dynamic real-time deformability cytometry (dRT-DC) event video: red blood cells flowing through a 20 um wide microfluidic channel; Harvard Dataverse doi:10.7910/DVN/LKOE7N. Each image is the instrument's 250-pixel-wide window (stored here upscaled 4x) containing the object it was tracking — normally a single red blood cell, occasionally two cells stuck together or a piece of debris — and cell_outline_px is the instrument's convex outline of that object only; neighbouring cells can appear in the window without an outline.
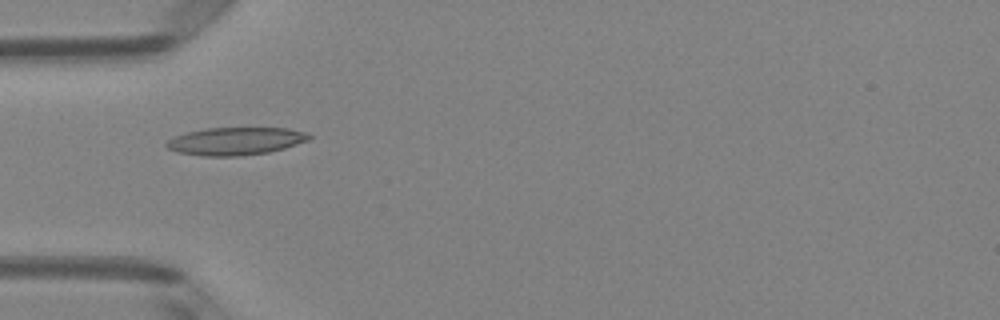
{"species": "Egyptian fruit bat (a non-hibernating species)", "species_latin": "Rousettus aegyptiacus", "temperature_condition": "room temperature", "stored_images_in_passage": 5, "camera_frame_rate_fps": 3000, "um_per_image_px": 0.085, "animal": {"sex": "female"}, "frame": {"image": 1, "passage_image": 4, "time_ms": 1.0, "image_size_px": [1000, 320], "cell_outline_px": [[312, 136], [308, 140], [284, 148], [268, 152], [240, 156], [204, 156], [176, 152], [168, 148], [164, 144], [172, 136], [204, 128], [288, 128], [308, 132]], "centroid_in_image_um": [20.0, 11.99], "position_along_channel_um": 65.0, "area_um2": 23.12}}
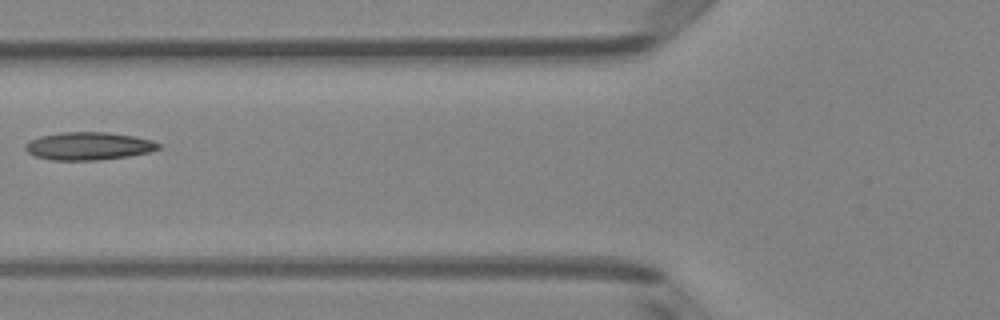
{"frame": {"image": 2, "passage_image": 5, "time_ms": 1.333, "image_size_px": [1000, 320], "cell_outline_px": [[160, 148], [148, 152], [128, 156], [96, 160], [52, 160], [36, 156], [28, 152], [24, 148], [24, 144], [28, 140], [40, 136], [64, 132], [104, 132], [132, 136], [152, 140], [160, 144]], "centroid_in_image_um": [7.49, 12.41], "position_along_channel_um": 118.3, "area_um2": 21.44}}